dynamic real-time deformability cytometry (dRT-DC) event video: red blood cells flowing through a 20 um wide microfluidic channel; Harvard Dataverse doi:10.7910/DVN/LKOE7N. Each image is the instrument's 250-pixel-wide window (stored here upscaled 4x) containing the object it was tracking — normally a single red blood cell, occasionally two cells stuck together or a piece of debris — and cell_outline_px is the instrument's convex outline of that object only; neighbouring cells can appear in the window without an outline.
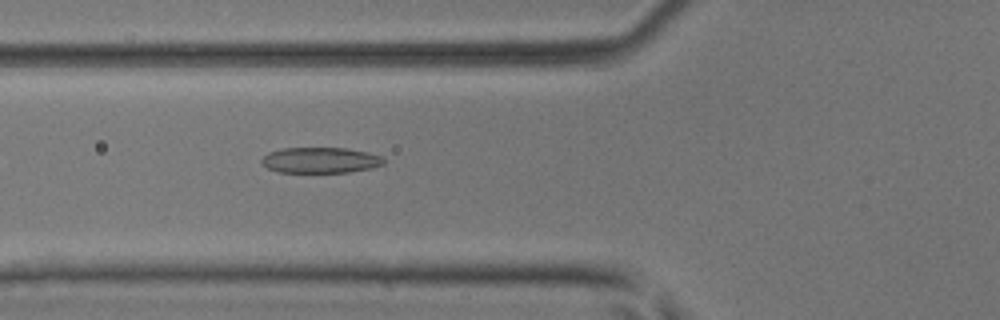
{"species": "common noctule bat (a hibernating species)", "species_latin": "Nyctalus noctula", "temperature_condition": "room temperature", "stored_images_in_passage": 50, "camera_frame_rate_fps": 3000, "um_per_image_px": 0.085, "animal": {"sex": "male", "body_mass_g": 17.9, "forearm_length_mm": 54.2}, "frame": {"image": 1, "passage_image": 19, "time_ms": 6.0, "image_size_px": [1000, 320], "cell_outline_px": [[384, 164], [372, 168], [348, 172], [280, 172], [268, 168], [260, 160], [268, 152], [284, 148], [348, 148], [368, 152], [380, 156], [384, 160]], "centroid_in_image_um": [27.25, 13.61], "position_along_channel_um": 98.6, "area_um2": 18.21}}
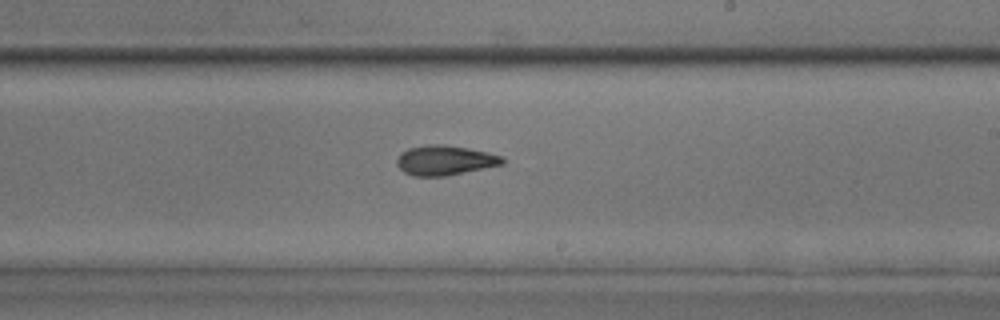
{"frame": {"image": 2, "passage_image": 30, "time_ms": 9.667, "image_size_px": [1000, 320], "cell_outline_px": [[504, 164], [444, 176], [412, 176], [404, 172], [396, 164], [396, 160], [400, 152], [408, 148], [428, 144], [444, 144], [468, 148], [488, 152], [504, 156]], "centroid_in_image_um": [37.8, 13.61], "position_along_channel_um": 251.2, "area_um2": 18.44}}
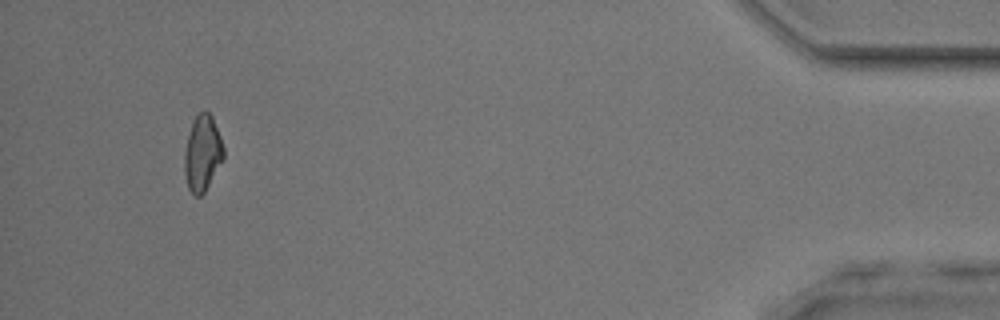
{"frame": {"image": 3, "passage_image": 47, "time_ms": 15.333, "image_size_px": [1000, 320], "cell_outline_px": [[224, 160], [204, 192], [200, 196], [196, 196], [188, 188], [184, 172], [184, 152], [192, 120], [200, 112], [208, 112], [212, 116], [220, 136], [224, 148]], "centroid_in_image_um": [17.21, 13.03], "position_along_channel_um": 418.0, "area_um2": 17.28}, "authors_computed_cell_mechanics": {"area_um2": 17.9469, "velocity_mm_per_s": 4.1704, "shape_relaxation_time_tau1_ms": 5.3384, "shape_relaxation_time_tau2_ms": 2.5224, "deformation_change_tau1": 0.1591, "deformation_change_tau2": 0.1004}}